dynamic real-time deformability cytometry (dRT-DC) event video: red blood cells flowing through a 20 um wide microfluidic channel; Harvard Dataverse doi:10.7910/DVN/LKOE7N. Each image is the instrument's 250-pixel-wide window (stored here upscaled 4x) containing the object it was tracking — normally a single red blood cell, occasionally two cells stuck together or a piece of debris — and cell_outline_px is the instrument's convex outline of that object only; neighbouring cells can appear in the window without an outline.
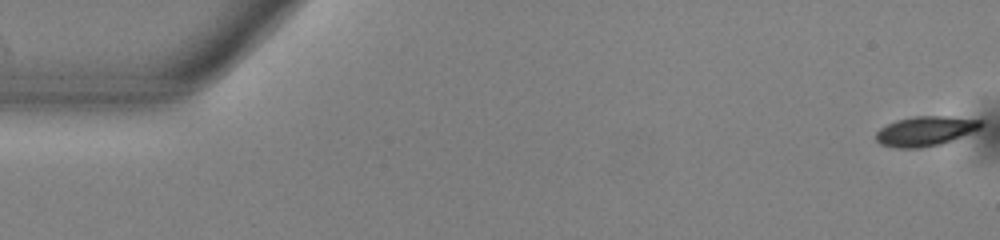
{"species": "common noctule bat (a hibernating species)", "species_latin": "Nyctalus noctula", "temperature_condition": "warm", "stored_images_in_passage": 53, "camera_frame_rate_fps": 3000, "um_per_image_px": 0.085, "animal": {"sex": "male", "body_mass_g": 13.0, "forearm_length_mm": 53.1}, "frame": {"image": 1, "passage_image": 1, "time_ms": 0.0, "image_size_px": [1000, 240], "cell_outline_px": [[984, 124], [980, 128], [952, 140], [940, 144], [920, 148], [896, 148], [880, 144], [876, 140], [876, 132], [880, 128], [896, 120], [912, 116], [948, 116], [984, 120]], "centroid_in_image_um": [78.65, 11.13], "position_along_channel_um": 6.3, "area_um2": 18.21}}
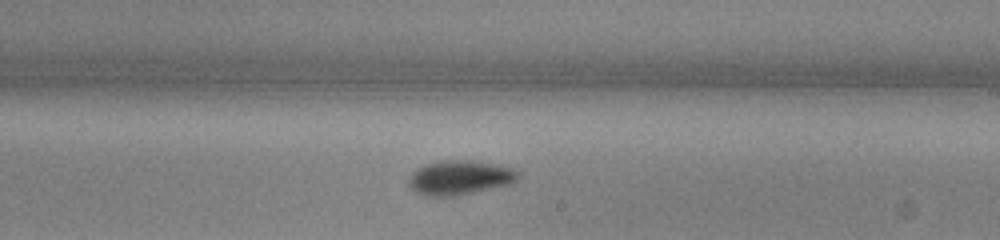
{"frame": {"image": 2, "passage_image": 31, "time_ms": 10.0, "image_size_px": [1000, 240], "cell_outline_px": [[520, 176], [512, 184], [456, 196], [424, 196], [416, 192], [408, 184], [408, 176], [416, 168], [424, 164], [440, 160], [472, 160], [496, 164], [516, 168], [520, 172]], "centroid_in_image_um": [39.09, 15.09], "position_along_channel_um": 249.9, "area_um2": 22.43}}
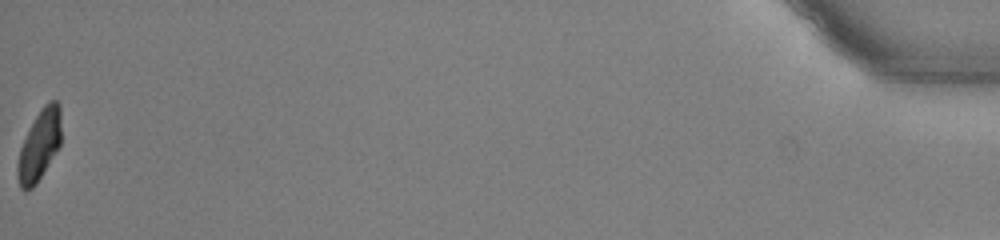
{"frame": {"image": 3, "passage_image": 53, "time_ms": 17.333, "image_size_px": [1000, 240], "cell_outline_px": [[60, 144], [36, 184], [32, 188], [20, 188], [16, 172], [16, 168], [20, 148], [40, 108], [48, 100], [56, 100], [60, 104]], "centroid_in_image_um": [3.34, 12.31], "position_along_channel_um": 431.9, "area_um2": 17.51}, "authors_computed_cell_mechanics": {"area_um2": 19.7098, "velocity_mm_per_s": 3.927, "shape_relaxation_time_tau1_ms": 2.2415, "shape_relaxation_time_tau2_ms": 5.619, "deformation_change_tau1": 0.1227, "deformation_change_tau2": 0.0915}}